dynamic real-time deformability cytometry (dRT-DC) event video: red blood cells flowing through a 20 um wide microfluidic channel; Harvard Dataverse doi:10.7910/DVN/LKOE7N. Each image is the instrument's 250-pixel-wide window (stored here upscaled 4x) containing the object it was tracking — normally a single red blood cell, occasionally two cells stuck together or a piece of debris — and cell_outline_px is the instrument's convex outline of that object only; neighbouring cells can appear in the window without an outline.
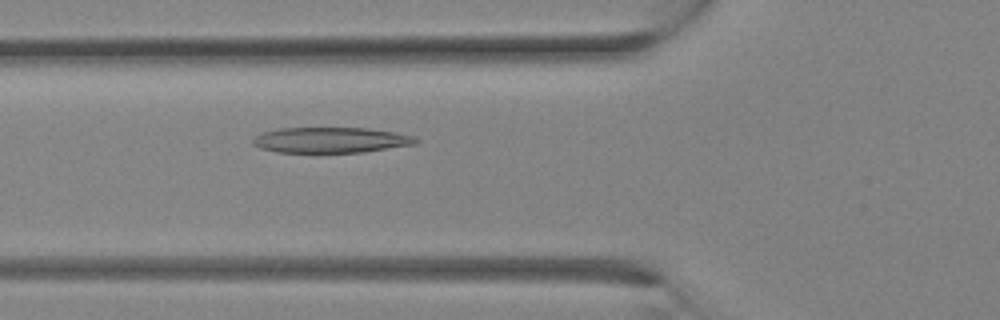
{"species": "Egyptian fruit bat (a non-hibernating species)", "species_latin": "Rousettus aegyptiacus", "temperature_condition": "room temperature", "stored_images_in_passage": 7, "camera_frame_rate_fps": 3000, "um_per_image_px": 0.085, "animal": {"sex": "female"}, "frame": {"image": 1, "passage_image": 7, "time_ms": 2.0, "image_size_px": [1000, 320], "cell_outline_px": [[420, 140], [416, 144], [364, 152], [276, 152], [260, 148], [252, 144], [252, 140], [256, 136], [264, 132], [280, 128], [368, 128], [396, 132], [416, 136]], "centroid_in_image_um": [28.16, 11.9], "position_along_channel_um": 97.6, "area_um2": 24.33}}